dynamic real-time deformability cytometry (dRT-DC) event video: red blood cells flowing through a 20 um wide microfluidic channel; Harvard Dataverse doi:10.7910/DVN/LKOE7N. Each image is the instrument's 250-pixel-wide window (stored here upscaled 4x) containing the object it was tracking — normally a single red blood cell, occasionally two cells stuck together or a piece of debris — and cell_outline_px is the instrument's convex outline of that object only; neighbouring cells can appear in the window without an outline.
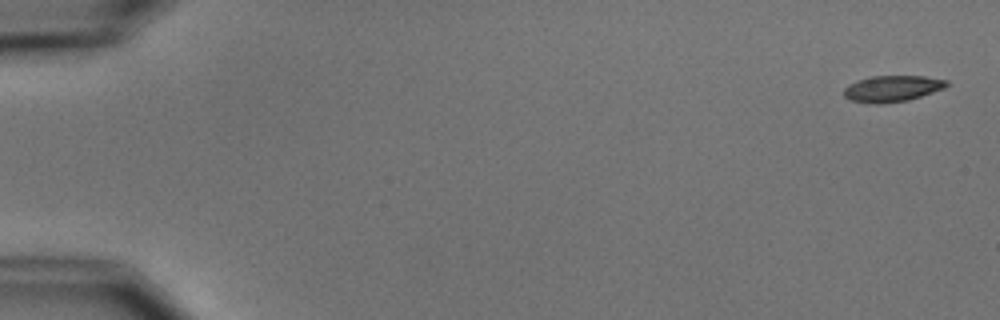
{"species": "common noctule bat (a hibernating species)", "species_latin": "Nyctalus noctula", "temperature_condition": "cold", "stored_images_in_passage": 6, "camera_frame_rate_fps": 3000, "um_per_image_px": 0.085, "animal": {"sex": "male", "body_mass_g": 15.6}, "frame": {"image": 1, "passage_image": 1, "time_ms": 0.0, "image_size_px": [1000, 320], "cell_outline_px": [[948, 84], [944, 88], [908, 100], [880, 104], [876, 104], [852, 100], [844, 96], [844, 88], [848, 84], [856, 80], [872, 76], [924, 76], [948, 80]], "centroid_in_image_um": [75.82, 7.52], "position_along_channel_um": 9.2, "area_um2": 15.61}}
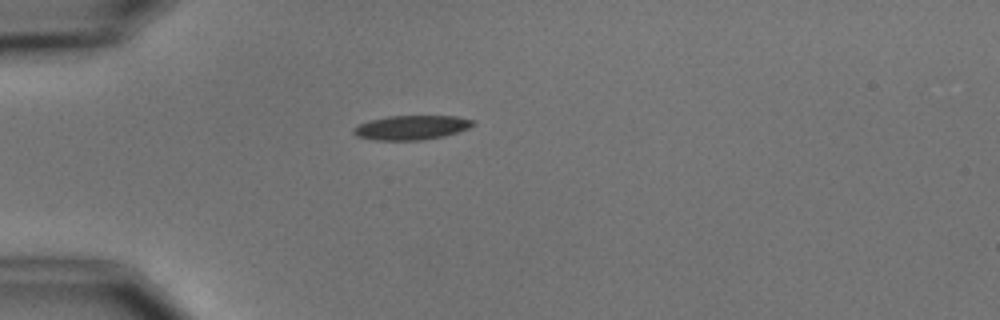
{"frame": {"image": 2, "passage_image": 5, "time_ms": 4.667, "image_size_px": [1000, 320], "cell_outline_px": [[476, 124], [468, 128], [444, 136], [420, 140], [376, 140], [356, 136], [352, 132], [352, 128], [360, 124], [372, 120], [388, 116], [456, 116], [476, 120]], "centroid_in_image_um": [34.99, 10.84], "position_along_channel_um": 50.0, "area_um2": 16.88}}